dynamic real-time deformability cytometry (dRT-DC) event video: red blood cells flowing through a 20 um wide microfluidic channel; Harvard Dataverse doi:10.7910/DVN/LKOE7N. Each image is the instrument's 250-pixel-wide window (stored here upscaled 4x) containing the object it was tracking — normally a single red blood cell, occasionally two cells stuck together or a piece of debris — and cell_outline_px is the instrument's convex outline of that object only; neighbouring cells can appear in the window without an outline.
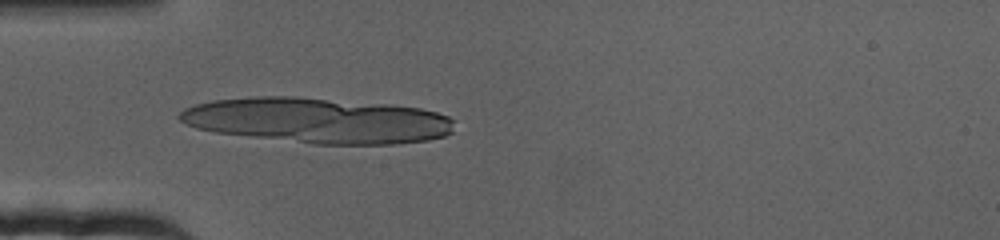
{"species": "human", "species_latin": "Homo sapiens", "temperature_condition": "cold", "stored_images_in_passage": 71, "segment_of_instrument_passage": [1, 2], "camera_frame_rate_fps": 3000, "um_per_image_px": 0.085, "donor": {"sex": "female"}, "frame": {"image": 1, "passage_image": 21, "time_ms": 6.667, "image_size_px": [1000, 240], "cell_outline_px": [[456, 120], [452, 132], [444, 136], [428, 140], [396, 144], [312, 144], [216, 132], [196, 128], [180, 120], [176, 116], [184, 108], [196, 104], [212, 100], [256, 96], [292, 96], [388, 104], [420, 108], [436, 112], [448, 116]], "centroid_in_image_um": [27.01, 10.23], "position_along_channel_um": 58.0, "area_um2": 72.94}}